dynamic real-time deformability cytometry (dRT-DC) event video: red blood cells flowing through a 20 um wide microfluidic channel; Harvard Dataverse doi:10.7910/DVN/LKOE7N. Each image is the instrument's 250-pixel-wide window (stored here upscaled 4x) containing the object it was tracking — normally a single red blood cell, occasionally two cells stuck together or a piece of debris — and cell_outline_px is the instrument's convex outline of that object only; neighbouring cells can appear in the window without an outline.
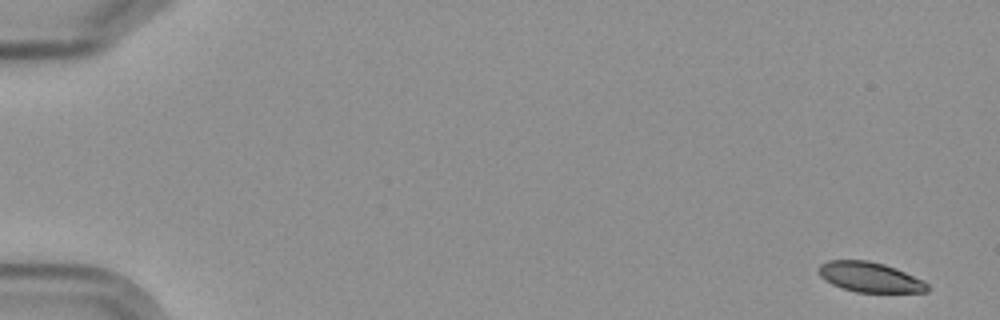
{"species": "Egyptian fruit bat (a non-hibernating species)", "species_latin": "Rousettus aegyptiacus", "temperature_condition": "cold", "stored_images_in_passage": 8, "camera_frame_rate_fps": 3000, "um_per_image_px": 0.085, "frame": {"image": 1, "passage_image": 1, "time_ms": 0.0, "image_size_px": [1000, 320], "cell_outline_px": [[928, 292], [856, 292], [840, 288], [824, 280], [820, 276], [820, 264], [828, 260], [868, 260], [884, 264], [896, 268], [924, 280], [928, 284]], "centroid_in_image_um": [73.95, 23.56], "position_along_channel_um": 11.1, "area_um2": 19.07}}
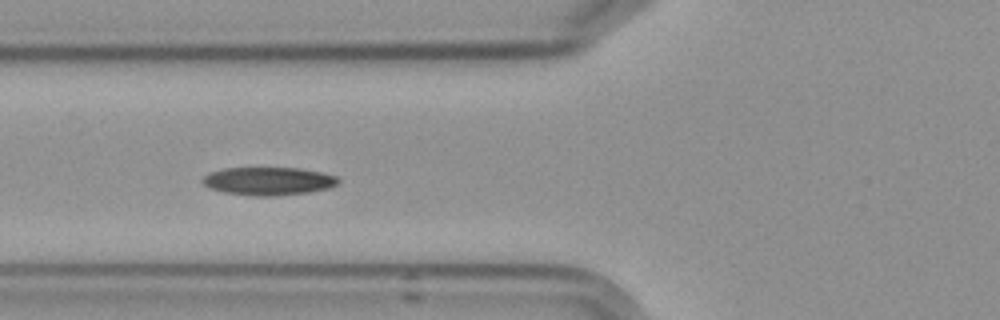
{"frame": {"image": 2, "passage_image": 7, "time_ms": 7.0, "image_size_px": [1000, 320], "cell_outline_px": [[340, 180], [336, 184], [328, 188], [308, 192], [276, 196], [256, 196], [224, 192], [208, 188], [200, 180], [208, 172], [224, 168], [300, 168], [320, 172], [336, 176]], "centroid_in_image_um": [22.77, 15.39], "position_along_channel_um": 103.0, "area_um2": 22.2}}
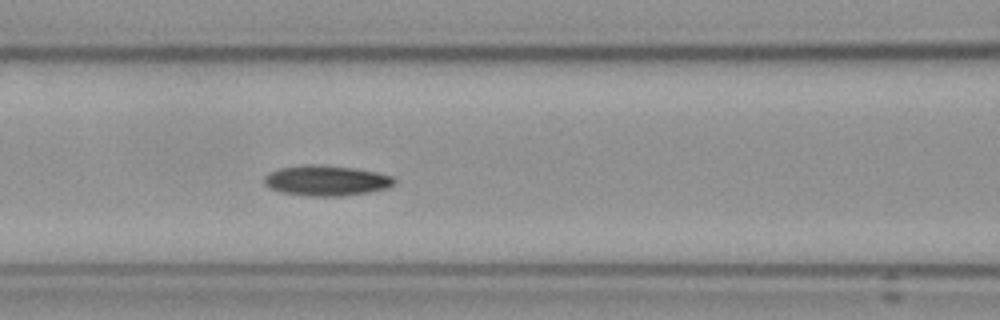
{"frame": {"image": 3, "passage_image": 8, "time_ms": 8.0, "image_size_px": [1000, 320], "cell_outline_px": [[396, 180], [388, 188], [368, 192], [344, 196], [308, 196], [284, 192], [272, 188], [264, 184], [264, 176], [268, 172], [280, 168], [304, 164], [316, 164], [352, 168], [376, 172], [392, 176]], "centroid_in_image_um": [27.72, 15.34], "position_along_channel_um": 138.9, "area_um2": 22.89}}